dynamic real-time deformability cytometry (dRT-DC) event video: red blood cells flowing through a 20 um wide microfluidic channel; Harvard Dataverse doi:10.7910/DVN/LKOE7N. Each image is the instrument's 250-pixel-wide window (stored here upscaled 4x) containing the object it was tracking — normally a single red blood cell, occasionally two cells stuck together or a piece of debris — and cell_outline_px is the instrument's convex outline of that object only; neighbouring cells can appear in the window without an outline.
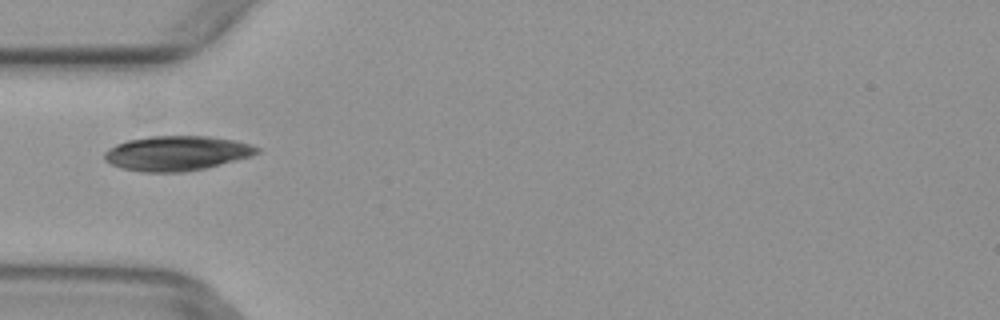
{"species": "common noctule bat (a hibernating species)", "species_latin": "Nyctalus noctula", "temperature_condition": "warm", "stored_images_in_passage": 2, "camera_frame_rate_fps": 3000, "um_per_image_px": 0.085, "animal": {"sex": "female", "body_mass_g": 29.2, "forearm_length_mm": 56.3}, "frame": {"image": 1, "passage_image": 2, "time_ms": 0.333, "image_size_px": [1000, 320], "cell_outline_px": [[260, 152], [236, 160], [204, 168], [184, 172], [140, 172], [120, 168], [104, 160], [104, 152], [108, 148], [116, 144], [128, 140], [148, 136], [208, 136], [236, 140], [260, 148]], "centroid_in_image_um": [14.98, 13.02], "position_along_channel_um": 70.0, "area_um2": 30.87}}